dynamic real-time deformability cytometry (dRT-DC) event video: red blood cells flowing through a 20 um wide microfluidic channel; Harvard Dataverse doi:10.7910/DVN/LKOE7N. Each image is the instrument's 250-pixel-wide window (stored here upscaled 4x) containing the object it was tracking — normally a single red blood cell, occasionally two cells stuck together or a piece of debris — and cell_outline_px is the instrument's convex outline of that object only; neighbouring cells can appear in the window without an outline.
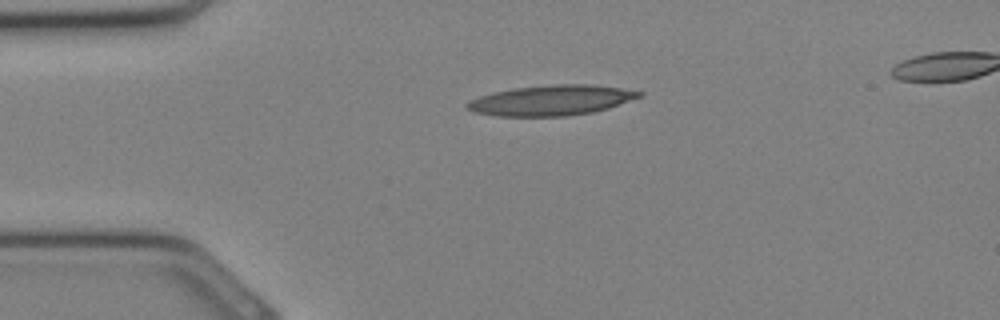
{"species": "Egyptian fruit bat (a non-hibernating species)", "species_latin": "Rousettus aegyptiacus", "temperature_condition": "cold", "stored_images_in_passage": 26, "camera_frame_rate_fps": 3000, "um_per_image_px": 0.085, "animal": {"sex": "female"}, "frame": {"image": 1, "passage_image": 1, "time_ms": 0.0, "image_size_px": [1000, 320], "cell_outline_px": [[644, 92], [640, 96], [608, 108], [592, 112], [568, 116], [496, 116], [476, 112], [468, 108], [464, 104], [468, 100], [480, 96], [496, 92], [516, 88], [556, 84], [592, 84], [620, 88]], "centroid_in_image_um": [46.84, 8.53], "position_along_channel_um": 38.2, "area_um2": 30.0}}
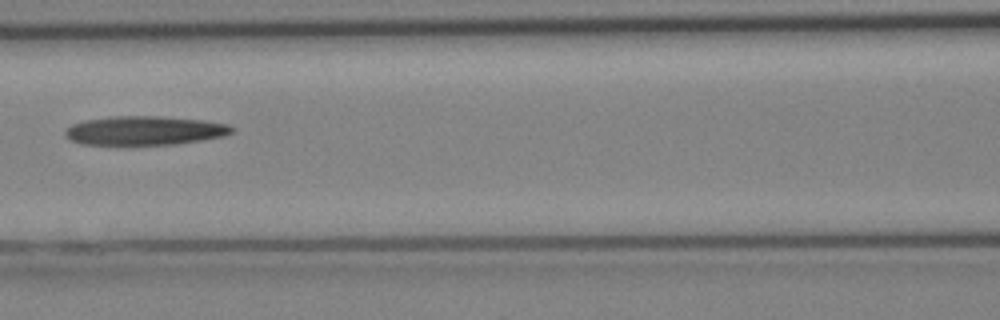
{"frame": {"image": 2, "passage_image": 8, "time_ms": 2.333, "image_size_px": [1000, 320], "cell_outline_px": [[236, 128], [232, 132], [224, 136], [176, 144], [120, 148], [80, 144], [64, 136], [64, 132], [72, 124], [84, 120], [116, 116], [156, 116], [204, 120], [228, 124]], "centroid_in_image_um": [12.23, 11.15], "position_along_channel_um": 154.4, "area_um2": 29.36}}
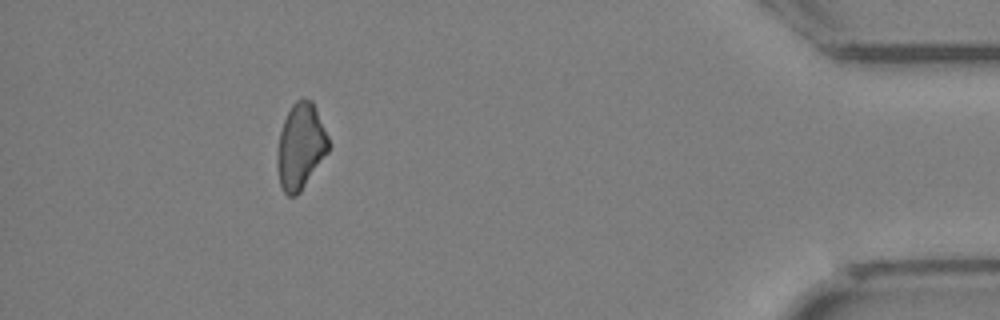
{"frame": {"image": 3, "passage_image": 23, "time_ms": 7.333, "image_size_px": [1000, 320], "cell_outline_px": [[332, 144], [328, 152], [300, 192], [296, 196], [288, 196], [284, 192], [280, 184], [276, 164], [276, 152], [280, 132], [284, 120], [292, 104], [300, 96], [312, 100], [316, 108]], "centroid_in_image_um": [25.56, 12.41], "position_along_channel_um": 409.6, "area_um2": 26.01}}